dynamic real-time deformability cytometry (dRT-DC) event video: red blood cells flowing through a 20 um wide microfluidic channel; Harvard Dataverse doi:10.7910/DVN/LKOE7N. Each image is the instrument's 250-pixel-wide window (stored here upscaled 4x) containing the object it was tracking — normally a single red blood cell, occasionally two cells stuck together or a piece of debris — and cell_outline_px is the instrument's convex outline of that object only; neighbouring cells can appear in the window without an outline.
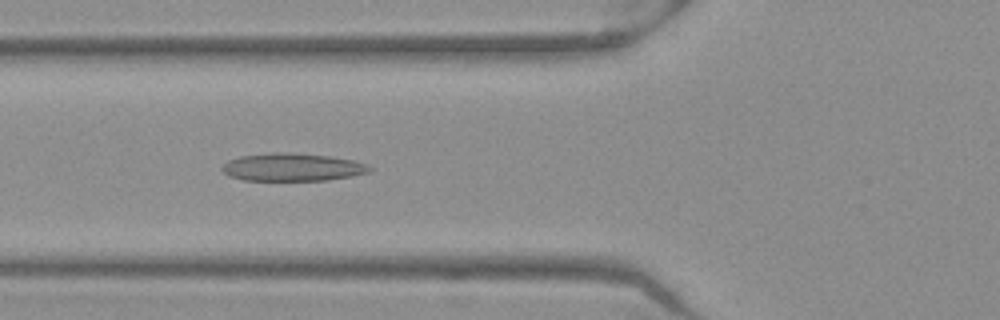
{"species": "Egyptian fruit bat (a non-hibernating species)", "species_latin": "Rousettus aegyptiacus", "temperature_condition": "warm", "stored_images_in_passage": 17, "camera_frame_rate_fps": 3000, "um_per_image_px": 0.085, "frame": {"image": 1, "passage_image": 8, "time_ms": 2.333, "image_size_px": [1000, 320], "cell_outline_px": [[372, 168], [368, 172], [352, 176], [324, 180], [244, 180], [228, 176], [220, 168], [228, 160], [240, 156], [272, 152], [288, 152], [328, 156], [352, 160], [368, 164]], "centroid_in_image_um": [24.82, 14.2], "position_along_channel_um": 101.0, "area_um2": 23.81}}
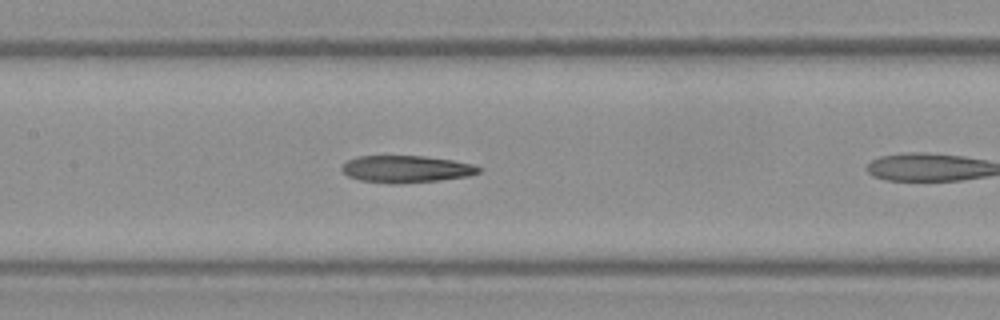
{"frame": {"image": 2, "passage_image": 10, "time_ms": 3.0, "image_size_px": [1000, 320], "cell_outline_px": [[484, 168], [480, 172], [468, 176], [440, 180], [400, 184], [392, 184], [360, 180], [348, 176], [340, 168], [348, 160], [356, 156], [424, 156], [452, 160], [472, 164]], "centroid_in_image_um": [34.54, 14.37], "position_along_channel_um": 172.9, "area_um2": 21.68}}
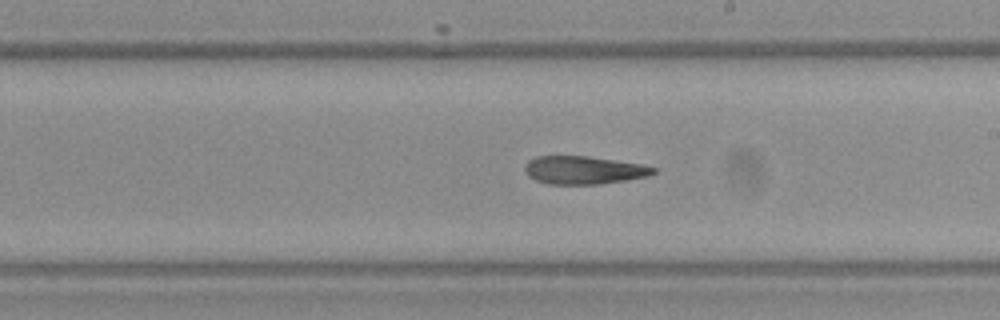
{"frame": {"image": 3, "passage_image": 15, "time_ms": 4.667, "image_size_px": [1000, 320], "cell_outline_px": [[656, 172], [648, 176], [628, 180], [600, 184], [548, 184], [536, 180], [528, 176], [524, 168], [524, 164], [528, 160], [536, 156], [588, 156], [640, 164], [656, 168]], "centroid_in_image_um": [49.59, 14.46], "position_along_channel_um": 239.4, "area_um2": 21.04}}